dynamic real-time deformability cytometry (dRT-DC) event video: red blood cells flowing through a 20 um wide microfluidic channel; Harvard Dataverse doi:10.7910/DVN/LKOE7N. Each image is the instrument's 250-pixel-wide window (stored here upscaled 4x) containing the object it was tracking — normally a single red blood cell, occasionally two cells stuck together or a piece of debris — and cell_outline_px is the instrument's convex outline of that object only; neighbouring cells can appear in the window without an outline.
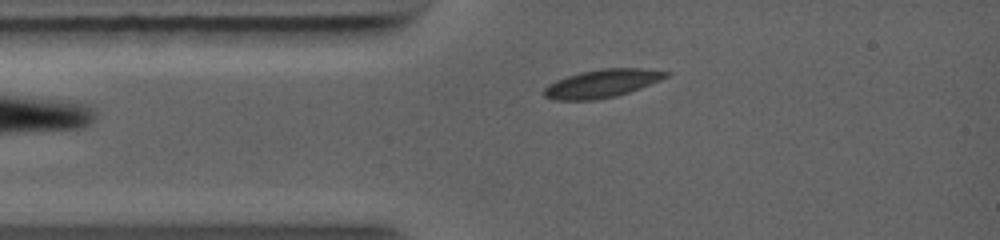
{"species": "common noctule bat (a hibernating species)", "species_latin": "Nyctalus noctula", "temperature_condition": "warm", "stored_images_in_passage": 53, "camera_frame_rate_fps": 5000, "um_per_image_px": 0.085, "animal": {"sex": "female", "body_mass_g": 19.0, "forearm_length_mm": 56.7}, "frame": {"image": 1, "passage_image": 5, "time_ms": 0.6, "image_size_px": [1000, 240], "cell_outline_px": [[672, 72], [668, 76], [660, 80], [640, 88], [616, 96], [592, 100], [552, 100], [544, 96], [544, 88], [548, 84], [556, 80], [580, 72], [600, 68], [640, 68]], "centroid_in_image_um": [51.16, 7.09], "position_along_channel_um": 33.8, "area_um2": 19.94}}
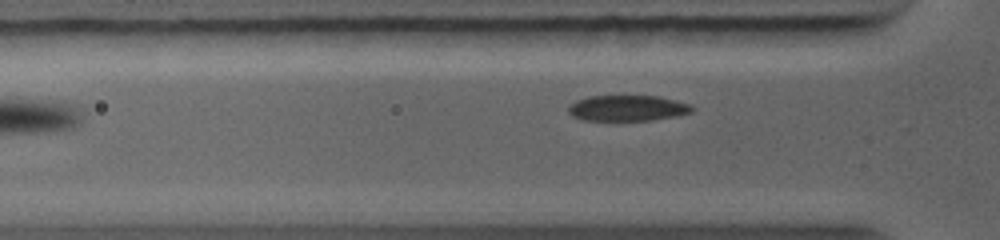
{"frame": {"image": 2, "passage_image": 13, "time_ms": 1.6, "image_size_px": [1000, 240], "cell_outline_px": [[696, 108], [692, 112], [676, 116], [652, 120], [580, 120], [572, 116], [568, 112], [568, 104], [576, 100], [588, 96], [660, 96], [688, 104]], "centroid_in_image_um": [53.3, 9.19], "position_along_channel_um": 72.5, "area_um2": 18.67}}
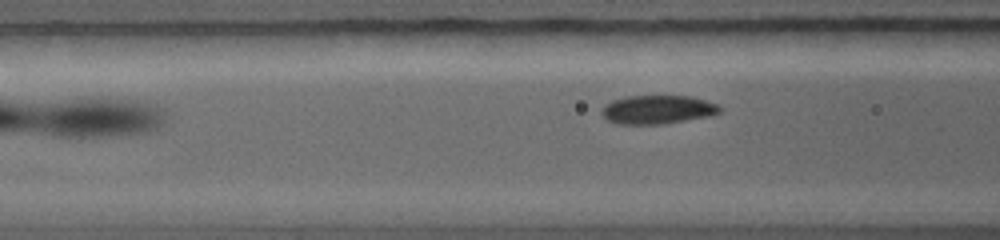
{"frame": {"image": 3, "passage_image": 19, "time_ms": 2.4, "image_size_px": [1000, 240], "cell_outline_px": [[720, 112], [708, 116], [660, 124], [616, 124], [608, 120], [600, 112], [604, 104], [612, 100], [624, 96], [692, 96], [716, 104], [720, 108]], "centroid_in_image_um": [55.82, 9.31], "position_along_channel_um": 110.8, "area_um2": 19.59}}